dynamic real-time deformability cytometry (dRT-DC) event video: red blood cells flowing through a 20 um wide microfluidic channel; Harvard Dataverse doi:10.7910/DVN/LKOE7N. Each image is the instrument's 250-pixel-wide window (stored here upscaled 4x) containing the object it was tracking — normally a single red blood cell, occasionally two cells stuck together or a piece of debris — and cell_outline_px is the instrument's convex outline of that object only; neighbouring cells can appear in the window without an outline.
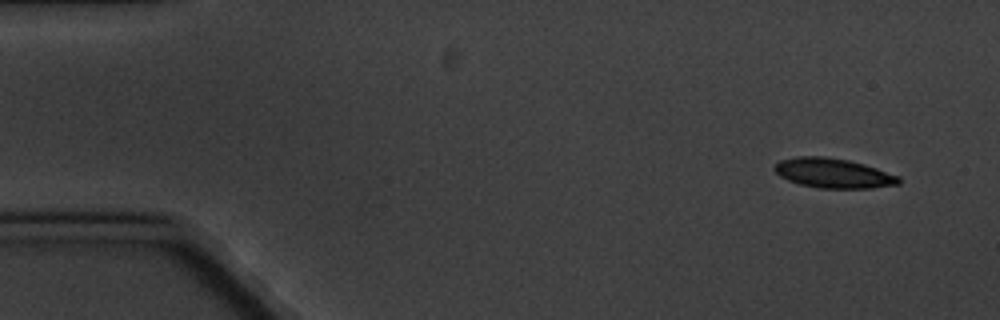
{"species": "common noctule bat (a hibernating species)", "species_latin": "Nyctalus noctula", "temperature_condition": "cold", "stored_images_in_passage": 6, "camera_frame_rate_fps": 3000, "um_per_image_px": 0.085, "animal": {"sex": "male", "body_mass_g": 20.1, "forearm_length_mm": 53.5}, "frame": {"image": 1, "passage_image": 1, "time_ms": 0.0, "image_size_px": [1000, 320], "cell_outline_px": [[900, 184], [872, 188], [820, 188], [800, 184], [788, 180], [780, 176], [772, 168], [780, 160], [796, 156], [824, 156], [848, 160], [864, 164], [900, 176]], "centroid_in_image_um": [70.83, 14.71], "position_along_channel_um": 14.2, "area_um2": 21.5}}
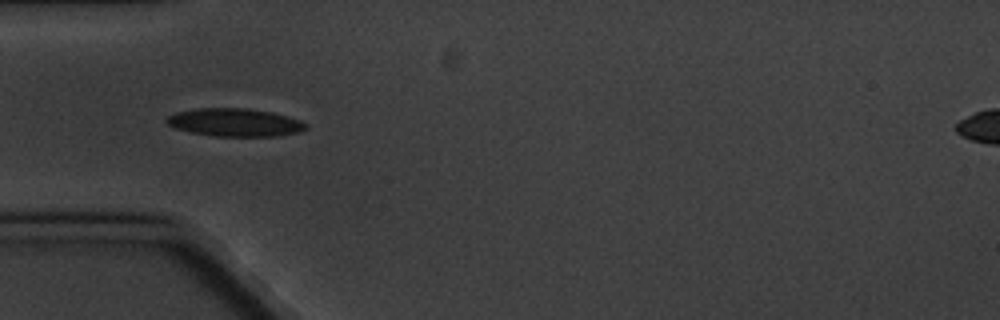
{"frame": {"image": 2, "passage_image": 5, "time_ms": 4.667, "image_size_px": [1000, 320], "cell_outline_px": [[308, 128], [300, 132], [276, 136], [212, 136], [192, 132], [176, 128], [168, 124], [164, 120], [168, 116], [176, 112], [196, 108], [248, 108], [272, 112], [288, 116], [300, 120], [308, 124]], "centroid_in_image_um": [19.99, 10.4], "position_along_channel_um": 65.0, "area_um2": 22.83}}